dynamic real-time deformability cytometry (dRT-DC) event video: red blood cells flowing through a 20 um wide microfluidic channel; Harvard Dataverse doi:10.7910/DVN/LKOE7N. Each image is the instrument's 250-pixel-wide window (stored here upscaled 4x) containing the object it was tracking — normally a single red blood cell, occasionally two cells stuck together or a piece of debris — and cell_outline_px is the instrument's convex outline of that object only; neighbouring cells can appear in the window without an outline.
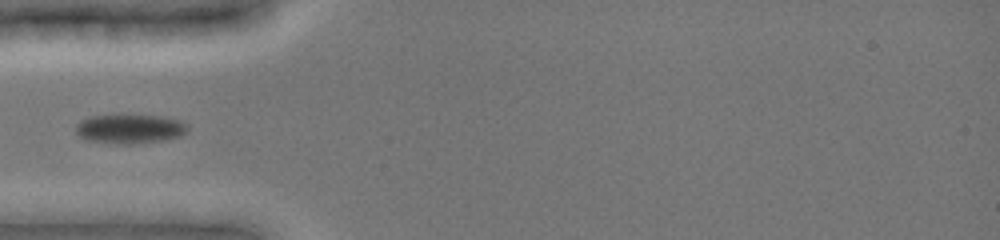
{"species": "common noctule bat (a hibernating species)", "species_latin": "Nyctalus noctula", "temperature_condition": "cold", "stored_images_in_passage": 43, "camera_frame_rate_fps": 3000, "um_per_image_px": 0.085, "animal": {"sex": "female", "body_mass_g": 19.0, "forearm_length_mm": 51.5}, "frame": {"image": 1, "passage_image": 1, "time_ms": 0.0, "image_size_px": [1000, 240], "cell_outline_px": [[188, 132], [180, 136], [164, 140], [132, 144], [116, 144], [88, 140], [80, 136], [76, 132], [76, 124], [80, 120], [92, 116], [112, 112], [120, 112], [160, 116], [180, 120], [188, 124]], "centroid_in_image_um": [11.03, 10.9], "position_along_channel_um": 74.0, "area_um2": 20.0}}
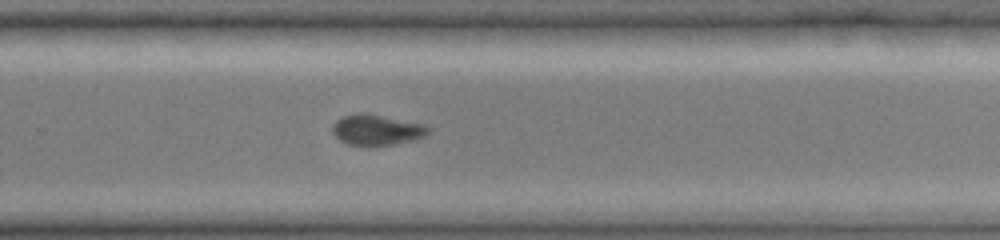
{"frame": {"image": 2, "passage_image": 20, "time_ms": 5.667, "image_size_px": [1000, 240], "cell_outline_px": [[428, 132], [424, 136], [416, 140], [392, 144], [348, 144], [340, 140], [332, 132], [332, 124], [336, 120], [344, 116], [380, 116], [424, 124], [428, 128]], "centroid_in_image_um": [32.03, 11.07], "position_along_channel_um": 297.8, "area_um2": 16.01}}
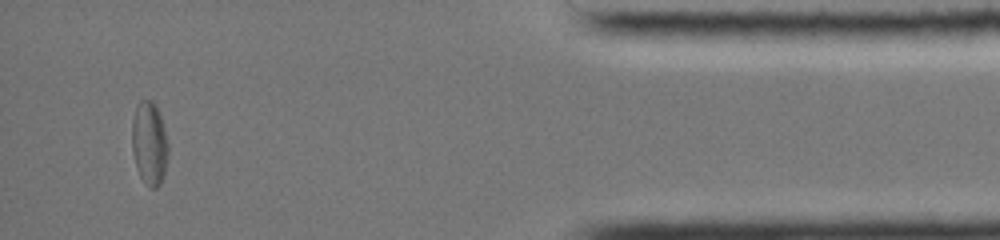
{"frame": {"image": 3, "passage_image": 38, "time_ms": 10.0, "image_size_px": [1000, 240], "cell_outline_px": [[168, 156], [164, 176], [160, 184], [156, 188], [148, 188], [140, 176], [136, 168], [132, 152], [132, 120], [136, 104], [140, 100], [152, 100], [160, 112], [168, 144]], "centroid_in_image_um": [12.69, 12.19], "position_along_channel_um": 422.5, "area_um2": 17.98}}